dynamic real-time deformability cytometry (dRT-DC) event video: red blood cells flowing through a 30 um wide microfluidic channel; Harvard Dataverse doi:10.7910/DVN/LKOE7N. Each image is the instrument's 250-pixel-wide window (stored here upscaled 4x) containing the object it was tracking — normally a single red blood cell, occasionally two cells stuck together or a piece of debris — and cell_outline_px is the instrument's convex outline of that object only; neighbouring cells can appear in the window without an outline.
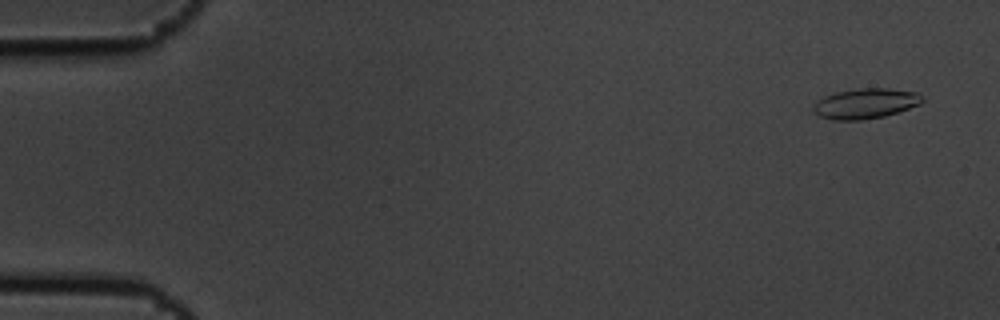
{"species": "common noctule bat (a hibernating species)", "species_latin": "Nyctalus noctula", "temperature_condition": "cold", "stored_images_in_passage": 5, "camera_frame_rate_fps": 3000, "um_per_image_px": 0.085, "animal": {"sex": "male", "body_mass_g": 19.5, "forearm_length_mm": 54.6}, "frame": {"image": 1, "passage_image": 1, "time_ms": 0.0, "image_size_px": [1000, 320], "cell_outline_px": [[924, 100], [920, 104], [884, 116], [860, 120], [832, 120], [820, 116], [812, 112], [812, 108], [816, 100], [824, 96], [836, 92], [860, 88], [888, 88], [916, 92], [924, 96]], "centroid_in_image_um": [73.54, 8.79], "position_along_channel_um": 11.5, "area_um2": 19.25}}